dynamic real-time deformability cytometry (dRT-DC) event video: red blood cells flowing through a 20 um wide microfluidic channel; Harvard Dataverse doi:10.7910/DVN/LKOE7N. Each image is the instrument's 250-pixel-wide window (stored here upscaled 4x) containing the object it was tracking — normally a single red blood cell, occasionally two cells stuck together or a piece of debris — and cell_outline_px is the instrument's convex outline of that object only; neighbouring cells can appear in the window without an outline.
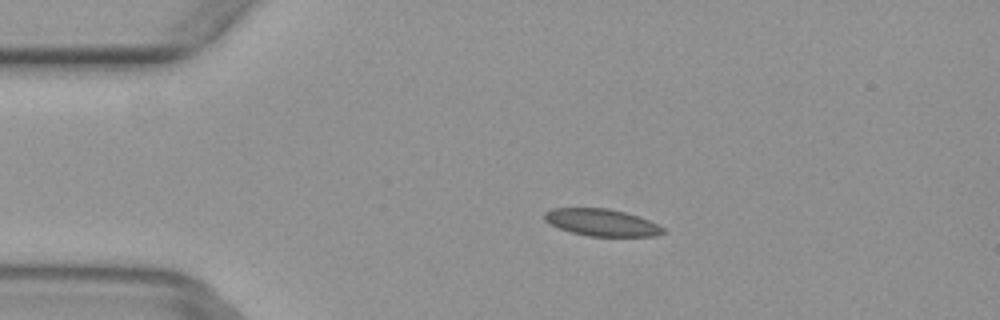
{"species": "common noctule bat (a hibernating species)", "species_latin": "Nyctalus noctula", "temperature_condition": "warm", "stored_images_in_passage": 4, "camera_frame_rate_fps": 3000, "um_per_image_px": 0.085, "animal": {"sex": "female", "body_mass_g": 29.2, "forearm_length_mm": 56.3}, "frame": {"image": 1, "passage_image": 3, "time_ms": 0.667, "image_size_px": [1000, 320], "cell_outline_px": [[664, 232], [656, 236], [588, 236], [572, 232], [560, 228], [544, 220], [544, 212], [552, 208], [608, 208], [624, 212], [648, 220], [664, 228]], "centroid_in_image_um": [51.12, 18.91], "position_along_channel_um": 33.9, "area_um2": 18.44}}